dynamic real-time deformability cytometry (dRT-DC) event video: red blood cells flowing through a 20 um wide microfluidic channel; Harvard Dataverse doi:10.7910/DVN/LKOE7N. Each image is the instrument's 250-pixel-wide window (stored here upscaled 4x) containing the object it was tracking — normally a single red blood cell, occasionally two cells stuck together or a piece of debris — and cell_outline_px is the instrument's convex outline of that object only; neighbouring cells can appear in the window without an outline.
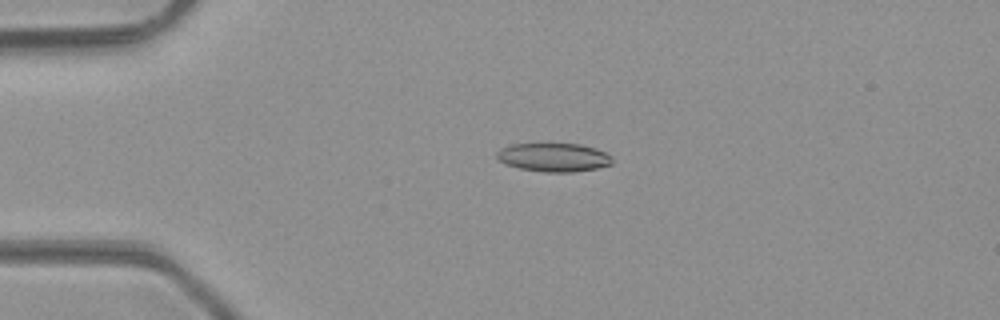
{"species": "common noctule bat (a hibernating species)", "species_latin": "Nyctalus noctula", "temperature_condition": "room temperature", "stored_images_in_passage": 46, "camera_frame_rate_fps": 3000, "um_per_image_px": 0.085, "animal": {"sex": "male", "body_mass_g": 23.1, "forearm_length_mm": 52.7}, "frame": {"image": 1, "passage_image": 9, "time_ms": 2.667, "image_size_px": [1000, 320], "cell_outline_px": [[612, 164], [596, 168], [572, 172], [544, 172], [520, 168], [504, 164], [496, 156], [496, 152], [500, 148], [512, 144], [580, 144], [596, 148], [612, 156]], "centroid_in_image_um": [47.05, 13.37], "position_along_channel_um": 37.9, "area_um2": 19.19}}
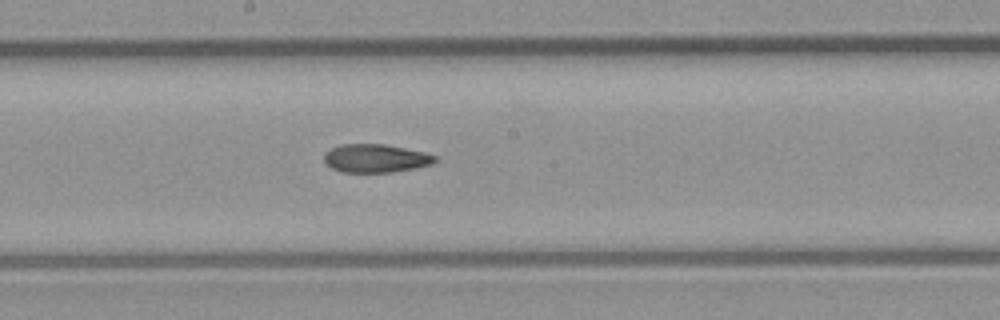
{"frame": {"image": 2, "passage_image": 24, "time_ms": 7.667, "image_size_px": [1000, 320], "cell_outline_px": [[436, 160], [432, 164], [392, 172], [344, 172], [332, 168], [324, 164], [324, 152], [340, 144], [384, 144], [424, 152], [436, 156]], "centroid_in_image_um": [31.88, 13.45], "position_along_channel_um": 216.3, "area_um2": 18.21}}
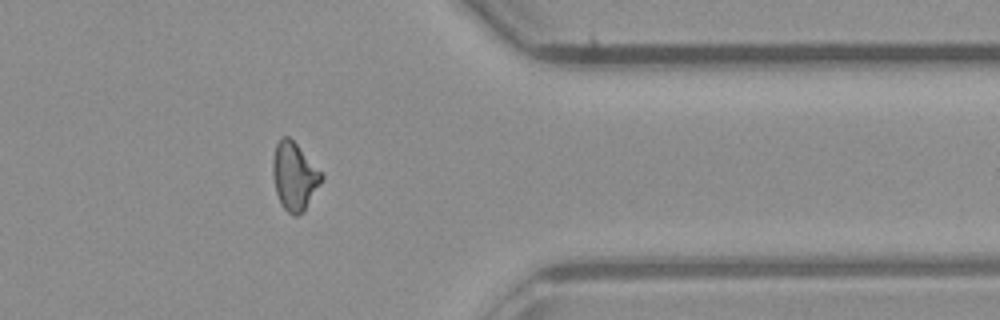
{"frame": {"image": 3, "passage_image": 37, "time_ms": 12.0, "image_size_px": [1000, 320], "cell_outline_px": [[324, 176], [320, 184], [304, 212], [296, 216], [292, 216], [280, 204], [276, 192], [272, 176], [272, 160], [276, 144], [280, 136], [288, 136], [324, 172]], "centroid_in_image_um": [25.02, 14.98], "position_along_channel_um": 386.4, "area_um2": 19.59}, "authors_computed_cell_mechanics": {"area_um2": 18.9873, "velocity_mm_per_s": 4.2694, "shape_relaxation_time_tau1_ms": 9.1175, "shape_relaxation_time_tau2_ms": 3.2888, "deformation_change_tau1": 0.2116, "deformation_change_tau2": 0.111}}